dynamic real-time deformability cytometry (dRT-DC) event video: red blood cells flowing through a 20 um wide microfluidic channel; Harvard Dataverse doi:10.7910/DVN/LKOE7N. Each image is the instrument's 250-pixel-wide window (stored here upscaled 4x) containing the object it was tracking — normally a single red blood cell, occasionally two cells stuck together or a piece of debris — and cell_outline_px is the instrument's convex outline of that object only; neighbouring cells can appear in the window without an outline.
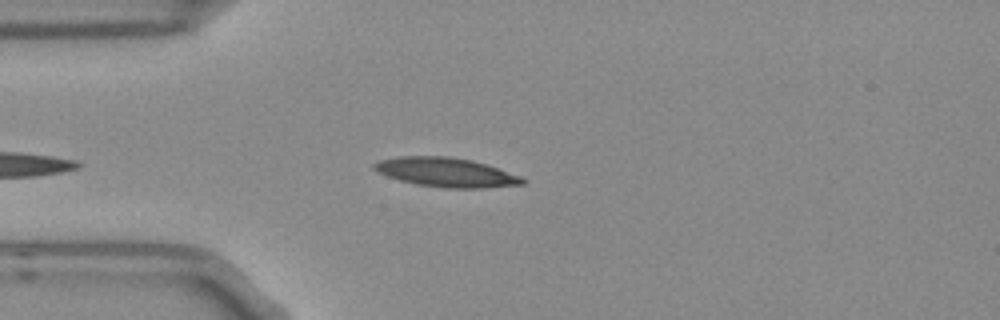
{"species": "Egyptian fruit bat (a non-hibernating species)", "species_latin": "Rousettus aegyptiacus", "temperature_condition": "room temperature", "stored_images_in_passage": 4, "camera_frame_rate_fps": 3000, "um_per_image_px": 0.085, "frame": {"image": 1, "passage_image": 3, "time_ms": 0.667, "image_size_px": [1000, 320], "cell_outline_px": [[528, 180], [524, 184], [480, 188], [448, 188], [416, 184], [400, 180], [388, 176], [372, 168], [372, 164], [380, 160], [396, 156], [448, 156], [472, 160], [520, 176]], "centroid_in_image_um": [37.9, 14.64], "position_along_channel_um": 47.1, "area_um2": 25.03}}